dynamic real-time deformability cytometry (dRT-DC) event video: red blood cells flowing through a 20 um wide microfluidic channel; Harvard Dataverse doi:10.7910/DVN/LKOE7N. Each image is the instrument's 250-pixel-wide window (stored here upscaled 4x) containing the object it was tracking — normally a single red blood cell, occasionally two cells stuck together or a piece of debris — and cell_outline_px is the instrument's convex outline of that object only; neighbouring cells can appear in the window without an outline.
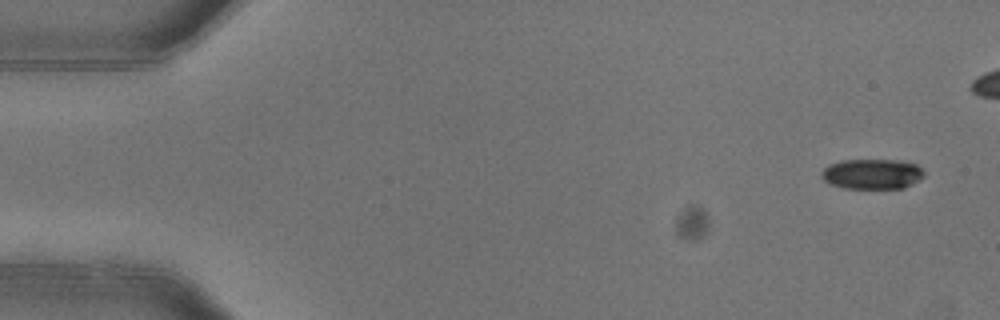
{"species": "common noctule bat (a hibernating species)", "species_latin": "Nyctalus noctula", "temperature_condition": "warm", "stored_images_in_passage": 5, "camera_frame_rate_fps": 3000, "um_per_image_px": 0.085, "animal": {"sex": "female"}, "frame": {"image": 1, "passage_image": 1, "time_ms": 0.0, "image_size_px": [1000, 320], "cell_outline_px": [[924, 176], [920, 180], [904, 188], [844, 188], [832, 184], [824, 180], [820, 176], [820, 172], [828, 164], [840, 160], [896, 160], [916, 164], [924, 172]], "centroid_in_image_um": [74.11, 14.78], "position_along_channel_um": 10.9, "area_um2": 18.09}}
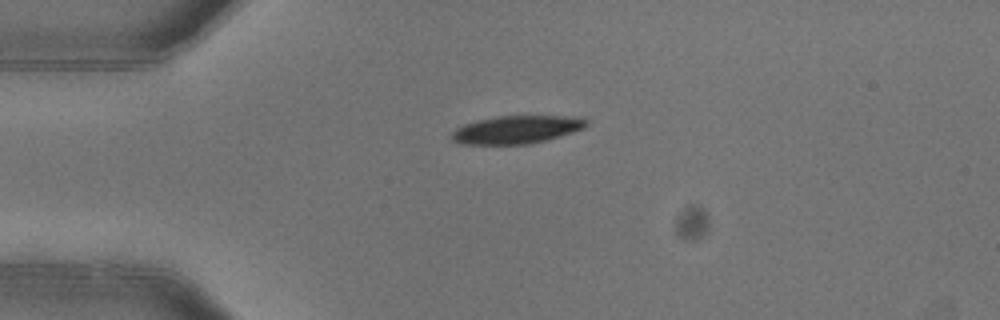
{"frame": {"image": 2, "passage_image": 5, "time_ms": 1.333, "image_size_px": [1000, 320], "cell_outline_px": [[588, 124], [584, 128], [572, 132], [544, 140], [528, 144], [460, 144], [452, 140], [452, 132], [456, 128], [464, 124], [496, 116], [580, 116]], "centroid_in_image_um": [43.89, 11.01], "position_along_channel_um": 41.1, "area_um2": 21.68}}